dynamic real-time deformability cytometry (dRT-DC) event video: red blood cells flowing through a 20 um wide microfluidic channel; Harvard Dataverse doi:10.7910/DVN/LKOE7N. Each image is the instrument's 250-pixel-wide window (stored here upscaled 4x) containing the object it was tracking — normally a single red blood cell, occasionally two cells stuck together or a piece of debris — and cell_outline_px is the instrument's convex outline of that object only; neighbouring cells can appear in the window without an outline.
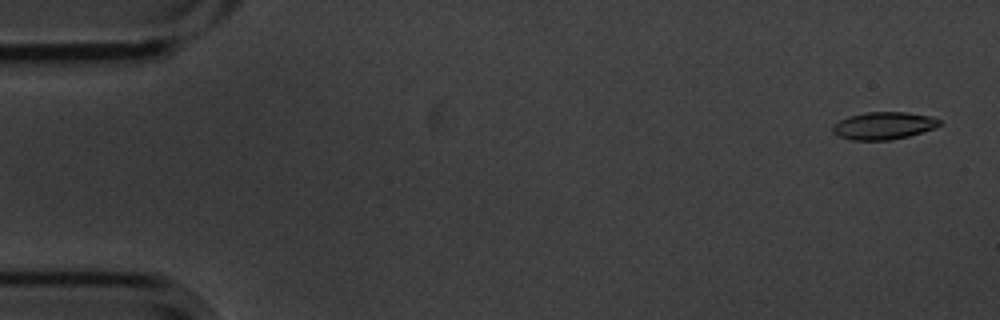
{"species": "common noctule bat (a hibernating species)", "species_latin": "Nyctalus noctula", "temperature_condition": "cold", "stored_images_in_passage": 5, "camera_frame_rate_fps": 3000, "um_per_image_px": 0.085, "animal": {"sex": "male", "body_mass_g": 20.1, "forearm_length_mm": 53.5}, "frame": {"image": 1, "passage_image": 1, "time_ms": 0.0, "image_size_px": [1000, 320], "cell_outline_px": [[940, 124], [936, 128], [908, 136], [888, 140], [852, 140], [840, 136], [832, 132], [832, 124], [848, 116], [868, 112], [904, 112], [928, 116], [940, 120]], "centroid_in_image_um": [75.07, 10.68], "position_along_channel_um": 9.9, "area_um2": 16.94}}
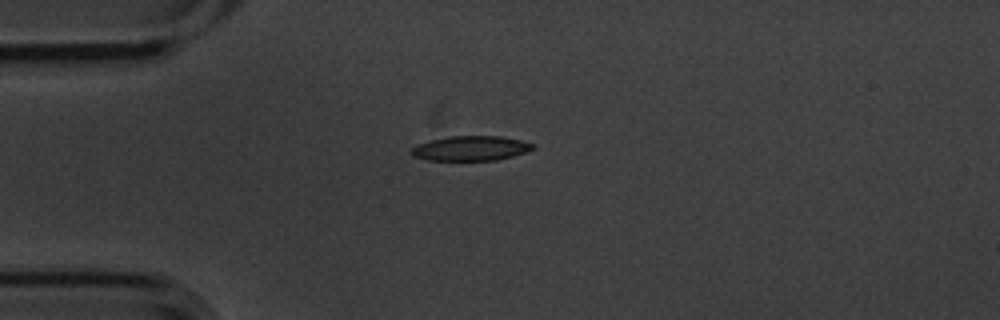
{"frame": {"image": 2, "passage_image": 4, "time_ms": 1.0, "image_size_px": [1000, 320], "cell_outline_px": [[536, 144], [532, 148], [524, 152], [512, 156], [496, 160], [428, 160], [412, 156], [412, 148], [416, 144], [432, 140], [452, 136], [500, 136], [520, 140]], "centroid_in_image_um": [40.0, 12.6], "position_along_channel_um": 45.0, "area_um2": 17.28}}
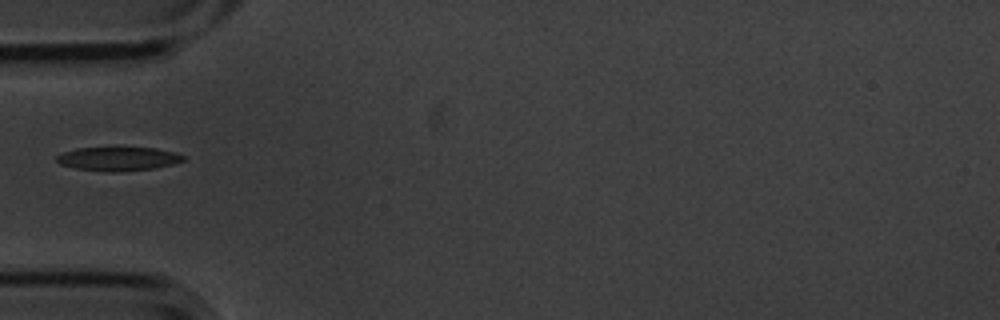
{"frame": {"image": 3, "passage_image": 5, "time_ms": 1.333, "image_size_px": [1000, 320], "cell_outline_px": [[184, 160], [172, 164], [156, 168], [120, 172], [108, 172], [76, 168], [60, 164], [56, 160], [56, 156], [64, 152], [76, 148], [116, 144], [156, 148], [176, 152], [184, 156]], "centroid_in_image_um": [10.04, 13.44], "position_along_channel_um": 75.0, "area_um2": 18.67}}